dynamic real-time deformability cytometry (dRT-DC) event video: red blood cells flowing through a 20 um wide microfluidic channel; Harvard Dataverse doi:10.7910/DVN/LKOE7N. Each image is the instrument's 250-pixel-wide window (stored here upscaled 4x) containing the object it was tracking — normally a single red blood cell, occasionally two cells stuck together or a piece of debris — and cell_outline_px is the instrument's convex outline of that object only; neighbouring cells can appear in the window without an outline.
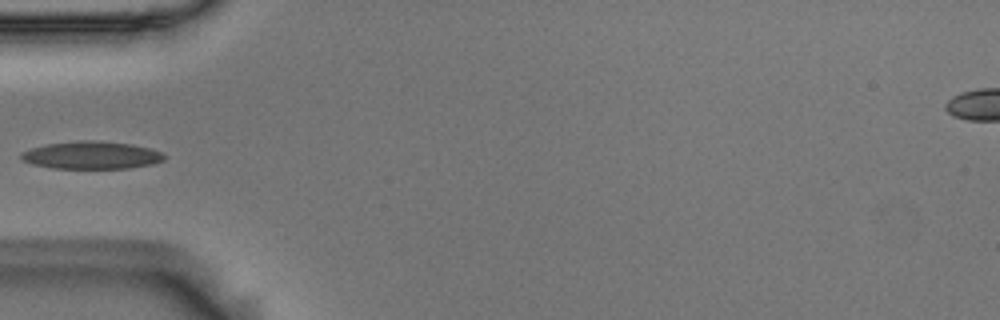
{"species": "Egyptian fruit bat (a non-hibernating species)", "species_latin": "Rousettus aegyptiacus", "temperature_condition": "room temperature", "stored_images_in_passage": 6, "camera_frame_rate_fps": 3000, "um_per_image_px": 0.085, "animal": {"sex": "male"}, "frame": {"image": 1, "passage_image": 5, "time_ms": 1.333, "image_size_px": [1000, 320], "cell_outline_px": [[168, 156], [164, 160], [152, 164], [128, 168], [52, 168], [32, 164], [24, 160], [20, 156], [20, 152], [44, 144], [80, 140], [100, 140], [132, 144], [152, 148], [164, 152]], "centroid_in_image_um": [7.83, 13.17], "position_along_channel_um": 77.2, "area_um2": 23.35}}
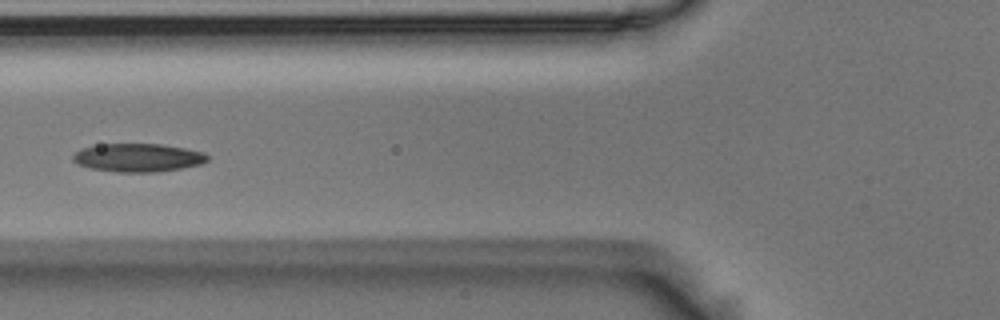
{"frame": {"image": 2, "passage_image": 6, "time_ms": 1.667, "image_size_px": [1000, 320], "cell_outline_px": [[208, 160], [200, 164], [180, 168], [156, 172], [116, 172], [92, 168], [76, 164], [72, 160], [72, 156], [80, 148], [100, 144], [160, 144], [184, 148], [204, 152], [208, 156]], "centroid_in_image_um": [11.69, 13.4], "position_along_channel_um": 114.1, "area_um2": 22.14}}